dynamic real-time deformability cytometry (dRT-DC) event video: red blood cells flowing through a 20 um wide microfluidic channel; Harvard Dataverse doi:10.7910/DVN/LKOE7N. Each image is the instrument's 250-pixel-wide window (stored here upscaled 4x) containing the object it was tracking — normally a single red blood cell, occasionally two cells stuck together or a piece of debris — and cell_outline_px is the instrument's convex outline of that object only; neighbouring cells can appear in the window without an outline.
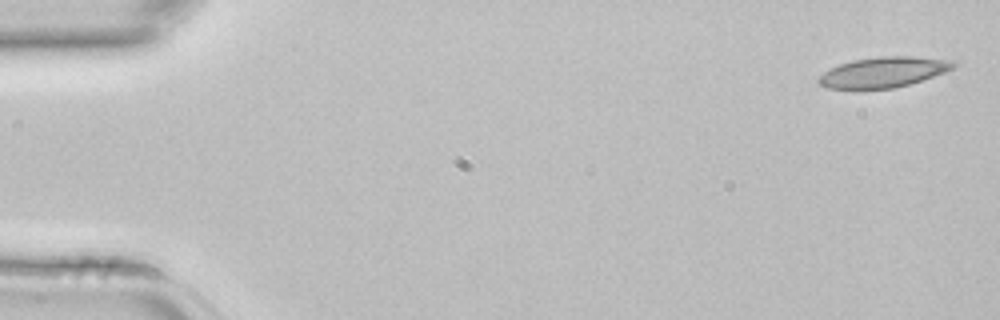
{"species": "common noctule bat (a hibernating species)", "species_latin": "Nyctalus noctula", "temperature_condition": "room temperature", "stored_images_in_passage": 3, "camera_frame_rate_fps": 3000, "um_per_image_px": 0.085, "animal": {"sex": "female", "body_mass_g": 22.7, "forearm_length_mm": 54.2}, "frame": {"image": 1, "passage_image": 1, "time_ms": 0.0, "image_size_px": [1000, 320], "cell_outline_px": [[960, 64], [956, 68], [908, 84], [892, 88], [860, 92], [856, 92], [828, 88], [820, 84], [816, 80], [824, 72], [840, 64], [852, 60], [880, 56], [916, 56], [956, 60]], "centroid_in_image_um": [75.09, 6.16], "position_along_channel_um": 9.9, "area_um2": 24.74}}